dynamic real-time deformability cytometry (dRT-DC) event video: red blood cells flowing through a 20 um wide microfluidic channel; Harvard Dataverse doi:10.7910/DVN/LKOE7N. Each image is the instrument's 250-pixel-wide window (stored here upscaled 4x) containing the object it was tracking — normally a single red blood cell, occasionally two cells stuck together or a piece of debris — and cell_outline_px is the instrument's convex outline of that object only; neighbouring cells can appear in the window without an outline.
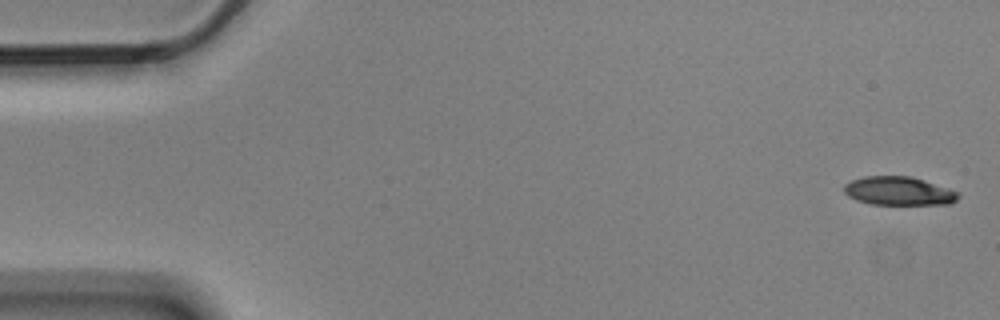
{"species": "Egyptian fruit bat (a non-hibernating species)", "species_latin": "Rousettus aegyptiacus", "temperature_condition": "cold", "stored_images_in_passage": 4, "camera_frame_rate_fps": 3000, "um_per_image_px": 0.085, "animal": {"sex": "male"}, "frame": {"image": 1, "passage_image": 1, "time_ms": 0.0, "image_size_px": [1000, 320], "cell_outline_px": [[960, 196], [952, 204], [872, 204], [856, 200], [848, 196], [844, 192], [844, 184], [852, 180], [864, 176], [908, 176], [924, 180], [960, 192]], "centroid_in_image_um": [76.4, 16.23], "position_along_channel_um": 8.6, "area_um2": 19.02}}